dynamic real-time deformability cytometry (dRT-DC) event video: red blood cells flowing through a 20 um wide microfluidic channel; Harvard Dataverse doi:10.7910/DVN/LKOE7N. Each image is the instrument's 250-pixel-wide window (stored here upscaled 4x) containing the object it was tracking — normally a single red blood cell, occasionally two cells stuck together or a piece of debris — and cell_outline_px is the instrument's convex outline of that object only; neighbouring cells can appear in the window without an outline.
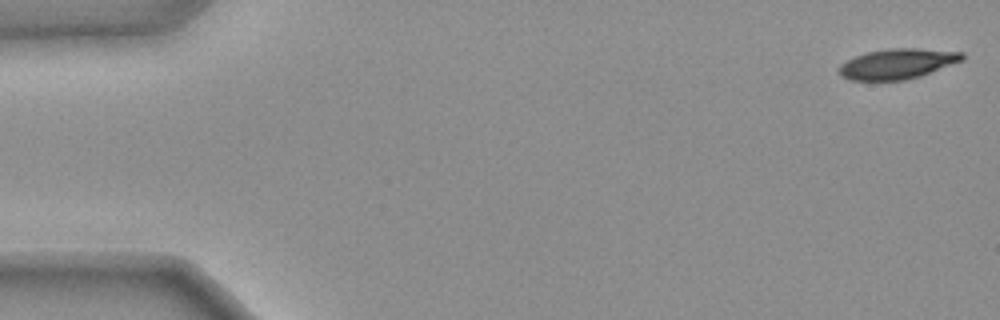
{"species": "common noctule bat (a hibernating species)", "species_latin": "Nyctalus noctula", "temperature_condition": "warm", "stored_images_in_passage": 49, "camera_frame_rate_fps": 3000, "um_per_image_px": 0.085, "animal": {"sex": "female", "body_mass_g": 25.1}, "frame": {"image": 1, "passage_image": 1, "time_ms": 0.0, "image_size_px": [1000, 320], "cell_outline_px": [[964, 60], [920, 76], [904, 80], [848, 80], [840, 76], [836, 72], [836, 68], [840, 64], [856, 56], [868, 52], [888, 48], [916, 48], [964, 52]], "centroid_in_image_um": [76.25, 5.43], "position_along_channel_um": 8.8, "area_um2": 21.85}}
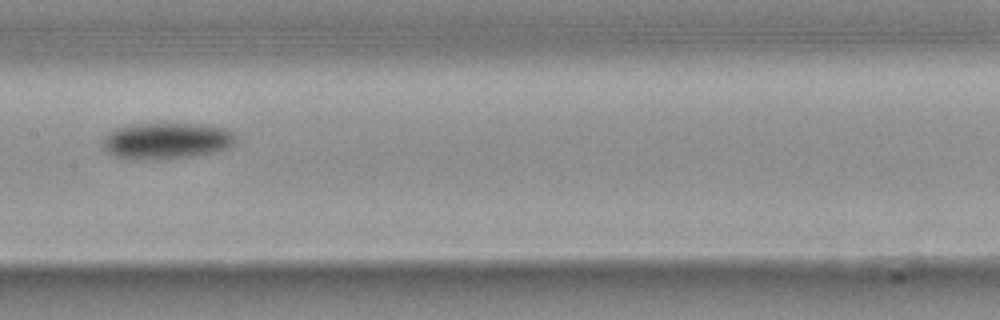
{"frame": {"image": 2, "passage_image": 27, "time_ms": 8.667, "image_size_px": [1000, 320], "cell_outline_px": [[236, 144], [228, 148], [216, 152], [192, 156], [164, 160], [132, 160], [112, 156], [100, 144], [104, 136], [108, 132], [116, 128], [132, 124], [200, 124], [228, 128], [236, 136]], "centroid_in_image_um": [14.14, 11.99], "position_along_channel_um": 193.3, "area_um2": 28.9}}
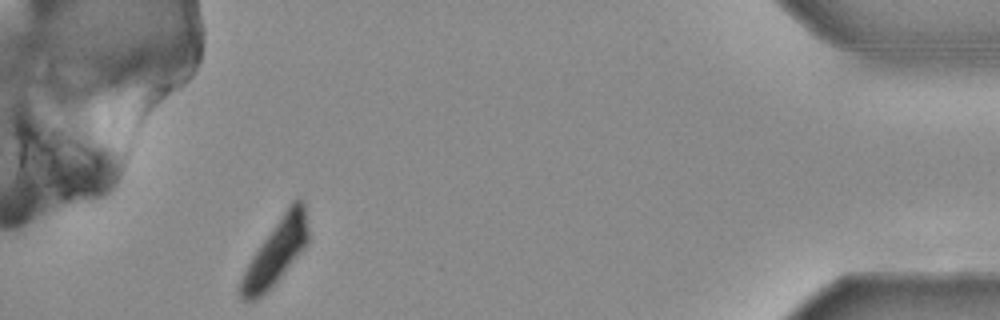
{"frame": {"image": 3, "passage_image": 49, "time_ms": 16.0, "image_size_px": [1000, 320], "cell_outline_px": [[308, 244], [280, 276], [256, 300], [244, 300], [240, 296], [240, 280], [252, 256], [292, 200], [296, 196], [300, 196], [304, 200], [308, 228]], "centroid_in_image_um": [23.49, 21.34], "position_along_channel_um": 411.7, "area_um2": 24.74}, "authors_computed_cell_mechanics": {"area_um2": 25.6632, "velocity_mm_per_s": 3.7411, "shape_relaxation_time_tau1_ms": 4.6656, "shape_relaxation_time_tau2_ms": null, "deformation_change_tau1": 0.177, "deformation_change_tau2": null}}